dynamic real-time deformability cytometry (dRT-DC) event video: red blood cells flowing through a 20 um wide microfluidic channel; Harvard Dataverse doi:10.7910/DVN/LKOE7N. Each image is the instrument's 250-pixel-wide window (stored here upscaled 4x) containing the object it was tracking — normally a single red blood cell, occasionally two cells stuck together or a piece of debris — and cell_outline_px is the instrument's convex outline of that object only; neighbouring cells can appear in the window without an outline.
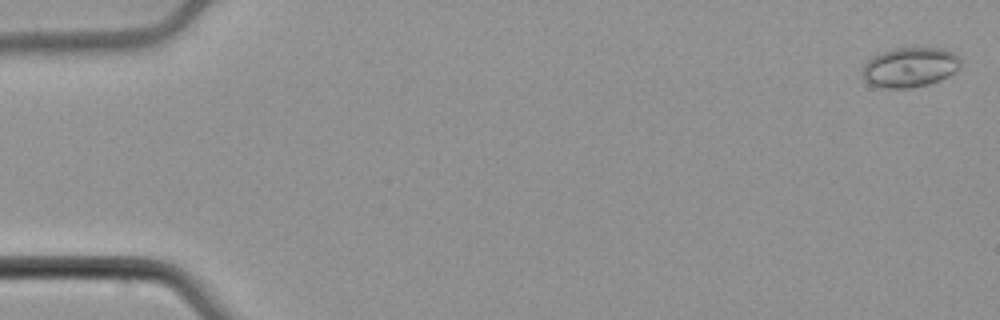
{"species": "common noctule bat (a hibernating species)", "species_latin": "Nyctalus noctula", "temperature_condition": "cold", "stored_images_in_passage": 53, "camera_frame_rate_fps": 3000, "um_per_image_px": 0.085, "animal": {"sex": "male", "body_mass_g": 21.5, "forearm_length_mm": 52.0}, "frame": {"image": 1, "passage_image": 2, "time_ms": 0.333, "image_size_px": [1000, 320], "cell_outline_px": [[960, 68], [948, 76], [940, 80], [928, 84], [908, 88], [884, 88], [868, 84], [864, 80], [860, 72], [860, 68], [872, 56], [892, 48], [944, 48], [952, 52], [960, 60]], "centroid_in_image_um": [77.28, 5.72], "position_along_channel_um": 7.7, "area_um2": 23.0}}
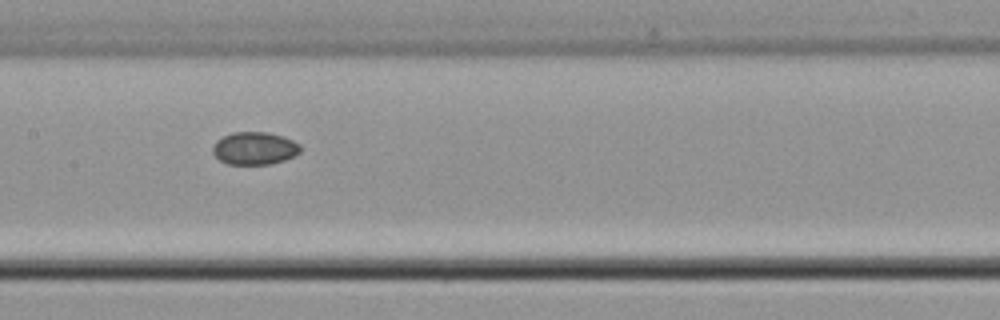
{"frame": {"image": 2, "passage_image": 27, "time_ms": 8.667, "image_size_px": [1000, 320], "cell_outline_px": [[300, 152], [284, 160], [268, 164], [228, 164], [220, 160], [212, 152], [212, 148], [216, 140], [232, 132], [268, 132], [284, 136], [300, 144]], "centroid_in_image_um": [21.63, 12.59], "position_along_channel_um": 185.8, "area_um2": 16.65}}
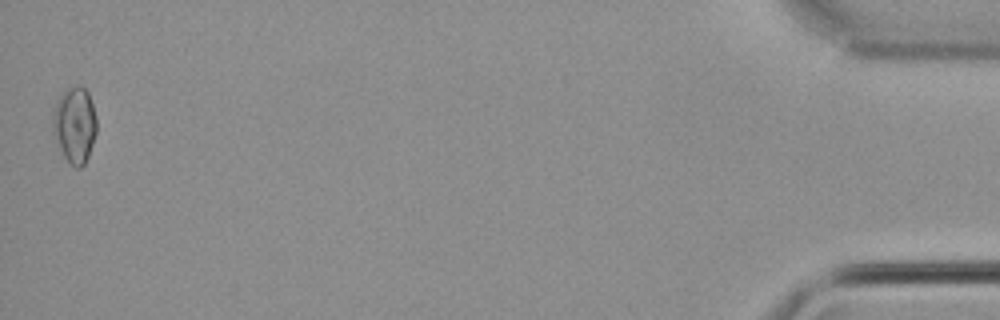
{"frame": {"image": 3, "passage_image": 53, "time_ms": 17.333, "image_size_px": [1000, 320], "cell_outline_px": [[96, 132], [88, 156], [84, 164], [80, 168], [76, 168], [64, 156], [60, 148], [52, 128], [52, 108], [56, 100], [68, 88], [76, 84], [80, 84], [88, 92], [96, 116]], "centroid_in_image_um": [6.34, 10.56], "position_along_channel_um": 428.9, "area_um2": 19.36}}